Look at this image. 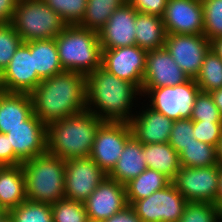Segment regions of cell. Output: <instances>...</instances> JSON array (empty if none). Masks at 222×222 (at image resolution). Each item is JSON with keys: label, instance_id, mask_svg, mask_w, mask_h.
<instances>
[{"label": "cell", "instance_id": "obj_1", "mask_svg": "<svg viewBox=\"0 0 222 222\" xmlns=\"http://www.w3.org/2000/svg\"><path fill=\"white\" fill-rule=\"evenodd\" d=\"M33 113L47 126L86 110V75L64 71L42 79L30 93Z\"/></svg>", "mask_w": 222, "mask_h": 222}, {"label": "cell", "instance_id": "obj_2", "mask_svg": "<svg viewBox=\"0 0 222 222\" xmlns=\"http://www.w3.org/2000/svg\"><path fill=\"white\" fill-rule=\"evenodd\" d=\"M141 90L102 67L86 76V110L104 121L130 122ZM133 110V111H131Z\"/></svg>", "mask_w": 222, "mask_h": 222}, {"label": "cell", "instance_id": "obj_3", "mask_svg": "<svg viewBox=\"0 0 222 222\" xmlns=\"http://www.w3.org/2000/svg\"><path fill=\"white\" fill-rule=\"evenodd\" d=\"M103 119L84 110L47 125V152L63 160L89 158Z\"/></svg>", "mask_w": 222, "mask_h": 222}, {"label": "cell", "instance_id": "obj_4", "mask_svg": "<svg viewBox=\"0 0 222 222\" xmlns=\"http://www.w3.org/2000/svg\"><path fill=\"white\" fill-rule=\"evenodd\" d=\"M64 71L88 75L101 67L102 49L97 32L79 25H67L56 37Z\"/></svg>", "mask_w": 222, "mask_h": 222}, {"label": "cell", "instance_id": "obj_5", "mask_svg": "<svg viewBox=\"0 0 222 222\" xmlns=\"http://www.w3.org/2000/svg\"><path fill=\"white\" fill-rule=\"evenodd\" d=\"M21 165L28 200L52 205L65 198V160L46 152Z\"/></svg>", "mask_w": 222, "mask_h": 222}, {"label": "cell", "instance_id": "obj_6", "mask_svg": "<svg viewBox=\"0 0 222 222\" xmlns=\"http://www.w3.org/2000/svg\"><path fill=\"white\" fill-rule=\"evenodd\" d=\"M11 24L23 42L55 38L67 26L43 0L17 2Z\"/></svg>", "mask_w": 222, "mask_h": 222}, {"label": "cell", "instance_id": "obj_7", "mask_svg": "<svg viewBox=\"0 0 222 222\" xmlns=\"http://www.w3.org/2000/svg\"><path fill=\"white\" fill-rule=\"evenodd\" d=\"M200 91L195 79L190 78L180 85L141 90V95L149 98V107L172 120H178L191 117L195 99Z\"/></svg>", "mask_w": 222, "mask_h": 222}, {"label": "cell", "instance_id": "obj_8", "mask_svg": "<svg viewBox=\"0 0 222 222\" xmlns=\"http://www.w3.org/2000/svg\"><path fill=\"white\" fill-rule=\"evenodd\" d=\"M187 202L171 182L164 189L135 201L131 206L142 222H179Z\"/></svg>", "mask_w": 222, "mask_h": 222}, {"label": "cell", "instance_id": "obj_9", "mask_svg": "<svg viewBox=\"0 0 222 222\" xmlns=\"http://www.w3.org/2000/svg\"><path fill=\"white\" fill-rule=\"evenodd\" d=\"M132 135L130 123L104 121L96 132L90 158L108 175Z\"/></svg>", "mask_w": 222, "mask_h": 222}, {"label": "cell", "instance_id": "obj_10", "mask_svg": "<svg viewBox=\"0 0 222 222\" xmlns=\"http://www.w3.org/2000/svg\"><path fill=\"white\" fill-rule=\"evenodd\" d=\"M219 172V164L200 168L181 166L172 183L188 202L215 204Z\"/></svg>", "mask_w": 222, "mask_h": 222}, {"label": "cell", "instance_id": "obj_11", "mask_svg": "<svg viewBox=\"0 0 222 222\" xmlns=\"http://www.w3.org/2000/svg\"><path fill=\"white\" fill-rule=\"evenodd\" d=\"M146 55L147 51L136 44L115 49H102L101 67L141 90L146 70Z\"/></svg>", "mask_w": 222, "mask_h": 222}, {"label": "cell", "instance_id": "obj_12", "mask_svg": "<svg viewBox=\"0 0 222 222\" xmlns=\"http://www.w3.org/2000/svg\"><path fill=\"white\" fill-rule=\"evenodd\" d=\"M41 81L34 69L31 41L22 42L0 74V89L7 93L30 94Z\"/></svg>", "mask_w": 222, "mask_h": 222}, {"label": "cell", "instance_id": "obj_13", "mask_svg": "<svg viewBox=\"0 0 222 222\" xmlns=\"http://www.w3.org/2000/svg\"><path fill=\"white\" fill-rule=\"evenodd\" d=\"M107 176L90 157L66 160L65 198L84 202Z\"/></svg>", "mask_w": 222, "mask_h": 222}, {"label": "cell", "instance_id": "obj_14", "mask_svg": "<svg viewBox=\"0 0 222 222\" xmlns=\"http://www.w3.org/2000/svg\"><path fill=\"white\" fill-rule=\"evenodd\" d=\"M164 47L188 77L195 79L211 43L204 35L167 34Z\"/></svg>", "mask_w": 222, "mask_h": 222}, {"label": "cell", "instance_id": "obj_15", "mask_svg": "<svg viewBox=\"0 0 222 222\" xmlns=\"http://www.w3.org/2000/svg\"><path fill=\"white\" fill-rule=\"evenodd\" d=\"M6 135L14 151V166L47 152V126L34 113Z\"/></svg>", "mask_w": 222, "mask_h": 222}, {"label": "cell", "instance_id": "obj_16", "mask_svg": "<svg viewBox=\"0 0 222 222\" xmlns=\"http://www.w3.org/2000/svg\"><path fill=\"white\" fill-rule=\"evenodd\" d=\"M203 19L201 0H168L162 16L167 34L203 35Z\"/></svg>", "mask_w": 222, "mask_h": 222}, {"label": "cell", "instance_id": "obj_17", "mask_svg": "<svg viewBox=\"0 0 222 222\" xmlns=\"http://www.w3.org/2000/svg\"><path fill=\"white\" fill-rule=\"evenodd\" d=\"M127 205L125 185L108 176L84 201L87 218L92 222H104Z\"/></svg>", "mask_w": 222, "mask_h": 222}, {"label": "cell", "instance_id": "obj_18", "mask_svg": "<svg viewBox=\"0 0 222 222\" xmlns=\"http://www.w3.org/2000/svg\"><path fill=\"white\" fill-rule=\"evenodd\" d=\"M189 79L165 47L147 51L146 70L141 90L180 85Z\"/></svg>", "mask_w": 222, "mask_h": 222}, {"label": "cell", "instance_id": "obj_19", "mask_svg": "<svg viewBox=\"0 0 222 222\" xmlns=\"http://www.w3.org/2000/svg\"><path fill=\"white\" fill-rule=\"evenodd\" d=\"M136 17L137 11L128 2L115 10L98 32L101 49L135 45Z\"/></svg>", "mask_w": 222, "mask_h": 222}, {"label": "cell", "instance_id": "obj_20", "mask_svg": "<svg viewBox=\"0 0 222 222\" xmlns=\"http://www.w3.org/2000/svg\"><path fill=\"white\" fill-rule=\"evenodd\" d=\"M141 109L139 112L135 111L136 114L129 122L133 136L143 145L168 143L174 120L148 105H142Z\"/></svg>", "mask_w": 222, "mask_h": 222}, {"label": "cell", "instance_id": "obj_21", "mask_svg": "<svg viewBox=\"0 0 222 222\" xmlns=\"http://www.w3.org/2000/svg\"><path fill=\"white\" fill-rule=\"evenodd\" d=\"M33 114L32 100L28 93L0 91V133L21 126Z\"/></svg>", "mask_w": 222, "mask_h": 222}, {"label": "cell", "instance_id": "obj_22", "mask_svg": "<svg viewBox=\"0 0 222 222\" xmlns=\"http://www.w3.org/2000/svg\"><path fill=\"white\" fill-rule=\"evenodd\" d=\"M143 156V144L132 135L126 141L123 152L108 177L118 183L127 184L147 169Z\"/></svg>", "mask_w": 222, "mask_h": 222}, {"label": "cell", "instance_id": "obj_23", "mask_svg": "<svg viewBox=\"0 0 222 222\" xmlns=\"http://www.w3.org/2000/svg\"><path fill=\"white\" fill-rule=\"evenodd\" d=\"M26 200L22 165L3 166L0 169V207L9 211Z\"/></svg>", "mask_w": 222, "mask_h": 222}, {"label": "cell", "instance_id": "obj_24", "mask_svg": "<svg viewBox=\"0 0 222 222\" xmlns=\"http://www.w3.org/2000/svg\"><path fill=\"white\" fill-rule=\"evenodd\" d=\"M136 45L146 51L164 48L167 37L162 17L137 12L135 20Z\"/></svg>", "mask_w": 222, "mask_h": 222}, {"label": "cell", "instance_id": "obj_25", "mask_svg": "<svg viewBox=\"0 0 222 222\" xmlns=\"http://www.w3.org/2000/svg\"><path fill=\"white\" fill-rule=\"evenodd\" d=\"M143 151L147 168L160 172L172 182L181 167L178 152L169 143L145 144Z\"/></svg>", "mask_w": 222, "mask_h": 222}, {"label": "cell", "instance_id": "obj_26", "mask_svg": "<svg viewBox=\"0 0 222 222\" xmlns=\"http://www.w3.org/2000/svg\"><path fill=\"white\" fill-rule=\"evenodd\" d=\"M34 69L41 79L64 72L58 55L55 38L31 41Z\"/></svg>", "mask_w": 222, "mask_h": 222}, {"label": "cell", "instance_id": "obj_27", "mask_svg": "<svg viewBox=\"0 0 222 222\" xmlns=\"http://www.w3.org/2000/svg\"><path fill=\"white\" fill-rule=\"evenodd\" d=\"M171 181L160 172L147 168L138 177L131 179L126 187V200L129 205L147 198L150 194L164 189Z\"/></svg>", "mask_w": 222, "mask_h": 222}, {"label": "cell", "instance_id": "obj_28", "mask_svg": "<svg viewBox=\"0 0 222 222\" xmlns=\"http://www.w3.org/2000/svg\"><path fill=\"white\" fill-rule=\"evenodd\" d=\"M127 2L128 0H88L85 15L78 25L98 33L111 14Z\"/></svg>", "mask_w": 222, "mask_h": 222}, {"label": "cell", "instance_id": "obj_29", "mask_svg": "<svg viewBox=\"0 0 222 222\" xmlns=\"http://www.w3.org/2000/svg\"><path fill=\"white\" fill-rule=\"evenodd\" d=\"M179 161L181 166L188 168L217 165V147L194 138V141L179 153Z\"/></svg>", "mask_w": 222, "mask_h": 222}, {"label": "cell", "instance_id": "obj_30", "mask_svg": "<svg viewBox=\"0 0 222 222\" xmlns=\"http://www.w3.org/2000/svg\"><path fill=\"white\" fill-rule=\"evenodd\" d=\"M195 82L202 92L207 93L222 87V59L212 49L205 55Z\"/></svg>", "mask_w": 222, "mask_h": 222}, {"label": "cell", "instance_id": "obj_31", "mask_svg": "<svg viewBox=\"0 0 222 222\" xmlns=\"http://www.w3.org/2000/svg\"><path fill=\"white\" fill-rule=\"evenodd\" d=\"M14 222H53L51 204L26 200L8 211Z\"/></svg>", "mask_w": 222, "mask_h": 222}, {"label": "cell", "instance_id": "obj_32", "mask_svg": "<svg viewBox=\"0 0 222 222\" xmlns=\"http://www.w3.org/2000/svg\"><path fill=\"white\" fill-rule=\"evenodd\" d=\"M53 222H86L84 202L62 198L51 205Z\"/></svg>", "mask_w": 222, "mask_h": 222}, {"label": "cell", "instance_id": "obj_33", "mask_svg": "<svg viewBox=\"0 0 222 222\" xmlns=\"http://www.w3.org/2000/svg\"><path fill=\"white\" fill-rule=\"evenodd\" d=\"M203 6V35L211 42L222 37V0H201Z\"/></svg>", "mask_w": 222, "mask_h": 222}, {"label": "cell", "instance_id": "obj_34", "mask_svg": "<svg viewBox=\"0 0 222 222\" xmlns=\"http://www.w3.org/2000/svg\"><path fill=\"white\" fill-rule=\"evenodd\" d=\"M67 25H78L85 15L88 0H43Z\"/></svg>", "mask_w": 222, "mask_h": 222}, {"label": "cell", "instance_id": "obj_35", "mask_svg": "<svg viewBox=\"0 0 222 222\" xmlns=\"http://www.w3.org/2000/svg\"><path fill=\"white\" fill-rule=\"evenodd\" d=\"M22 42L11 23L0 24V74L8 66Z\"/></svg>", "mask_w": 222, "mask_h": 222}, {"label": "cell", "instance_id": "obj_36", "mask_svg": "<svg viewBox=\"0 0 222 222\" xmlns=\"http://www.w3.org/2000/svg\"><path fill=\"white\" fill-rule=\"evenodd\" d=\"M179 222H219L218 207L214 203L187 202Z\"/></svg>", "mask_w": 222, "mask_h": 222}, {"label": "cell", "instance_id": "obj_37", "mask_svg": "<svg viewBox=\"0 0 222 222\" xmlns=\"http://www.w3.org/2000/svg\"><path fill=\"white\" fill-rule=\"evenodd\" d=\"M192 121L222 122V117L210 93L200 91L195 99Z\"/></svg>", "mask_w": 222, "mask_h": 222}, {"label": "cell", "instance_id": "obj_38", "mask_svg": "<svg viewBox=\"0 0 222 222\" xmlns=\"http://www.w3.org/2000/svg\"><path fill=\"white\" fill-rule=\"evenodd\" d=\"M193 121L189 119L174 120L169 144L178 154L191 142L194 141Z\"/></svg>", "mask_w": 222, "mask_h": 222}, {"label": "cell", "instance_id": "obj_39", "mask_svg": "<svg viewBox=\"0 0 222 222\" xmlns=\"http://www.w3.org/2000/svg\"><path fill=\"white\" fill-rule=\"evenodd\" d=\"M193 130L197 140L217 147L222 136V122L193 121Z\"/></svg>", "mask_w": 222, "mask_h": 222}, {"label": "cell", "instance_id": "obj_40", "mask_svg": "<svg viewBox=\"0 0 222 222\" xmlns=\"http://www.w3.org/2000/svg\"><path fill=\"white\" fill-rule=\"evenodd\" d=\"M168 0H128L137 11L162 17Z\"/></svg>", "mask_w": 222, "mask_h": 222}, {"label": "cell", "instance_id": "obj_41", "mask_svg": "<svg viewBox=\"0 0 222 222\" xmlns=\"http://www.w3.org/2000/svg\"><path fill=\"white\" fill-rule=\"evenodd\" d=\"M0 164L14 166V151L10 146L9 137L4 133H0Z\"/></svg>", "mask_w": 222, "mask_h": 222}, {"label": "cell", "instance_id": "obj_42", "mask_svg": "<svg viewBox=\"0 0 222 222\" xmlns=\"http://www.w3.org/2000/svg\"><path fill=\"white\" fill-rule=\"evenodd\" d=\"M104 222H142L131 205L107 218Z\"/></svg>", "mask_w": 222, "mask_h": 222}, {"label": "cell", "instance_id": "obj_43", "mask_svg": "<svg viewBox=\"0 0 222 222\" xmlns=\"http://www.w3.org/2000/svg\"><path fill=\"white\" fill-rule=\"evenodd\" d=\"M17 0H0V24L12 22Z\"/></svg>", "mask_w": 222, "mask_h": 222}, {"label": "cell", "instance_id": "obj_44", "mask_svg": "<svg viewBox=\"0 0 222 222\" xmlns=\"http://www.w3.org/2000/svg\"><path fill=\"white\" fill-rule=\"evenodd\" d=\"M214 99L215 105L218 107L219 113L222 117V87L210 93Z\"/></svg>", "mask_w": 222, "mask_h": 222}, {"label": "cell", "instance_id": "obj_45", "mask_svg": "<svg viewBox=\"0 0 222 222\" xmlns=\"http://www.w3.org/2000/svg\"><path fill=\"white\" fill-rule=\"evenodd\" d=\"M210 43L211 49L222 59V37L216 38Z\"/></svg>", "mask_w": 222, "mask_h": 222}, {"label": "cell", "instance_id": "obj_46", "mask_svg": "<svg viewBox=\"0 0 222 222\" xmlns=\"http://www.w3.org/2000/svg\"><path fill=\"white\" fill-rule=\"evenodd\" d=\"M222 203V165H220L218 191L216 195L215 205L218 207Z\"/></svg>", "mask_w": 222, "mask_h": 222}, {"label": "cell", "instance_id": "obj_47", "mask_svg": "<svg viewBox=\"0 0 222 222\" xmlns=\"http://www.w3.org/2000/svg\"><path fill=\"white\" fill-rule=\"evenodd\" d=\"M217 159H218V164L222 165V136L219 140V144L217 146Z\"/></svg>", "mask_w": 222, "mask_h": 222}, {"label": "cell", "instance_id": "obj_48", "mask_svg": "<svg viewBox=\"0 0 222 222\" xmlns=\"http://www.w3.org/2000/svg\"><path fill=\"white\" fill-rule=\"evenodd\" d=\"M7 214H8V211L5 210L3 207H0V222Z\"/></svg>", "mask_w": 222, "mask_h": 222}, {"label": "cell", "instance_id": "obj_49", "mask_svg": "<svg viewBox=\"0 0 222 222\" xmlns=\"http://www.w3.org/2000/svg\"><path fill=\"white\" fill-rule=\"evenodd\" d=\"M219 222H222V203L218 206Z\"/></svg>", "mask_w": 222, "mask_h": 222}, {"label": "cell", "instance_id": "obj_50", "mask_svg": "<svg viewBox=\"0 0 222 222\" xmlns=\"http://www.w3.org/2000/svg\"><path fill=\"white\" fill-rule=\"evenodd\" d=\"M1 222H14L13 219L10 217L9 214H7Z\"/></svg>", "mask_w": 222, "mask_h": 222}]
</instances>
